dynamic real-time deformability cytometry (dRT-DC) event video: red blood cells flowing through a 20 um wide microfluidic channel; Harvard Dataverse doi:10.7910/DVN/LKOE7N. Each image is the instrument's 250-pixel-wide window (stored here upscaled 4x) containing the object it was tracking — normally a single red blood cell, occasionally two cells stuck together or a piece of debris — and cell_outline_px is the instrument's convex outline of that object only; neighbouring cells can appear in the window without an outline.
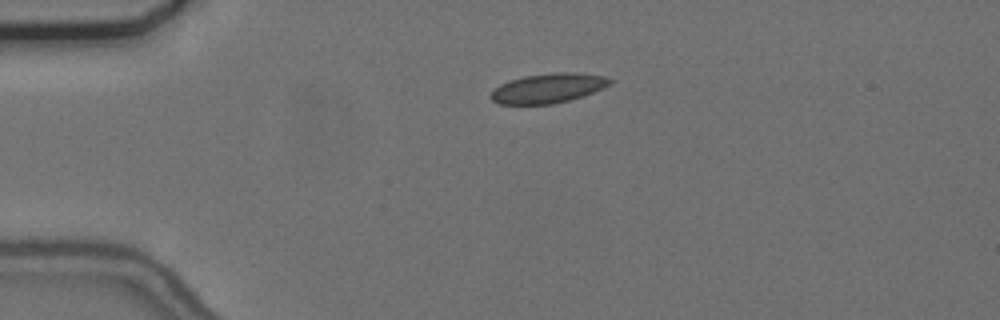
{"species": "common noctule bat (a hibernating species)", "species_latin": "Nyctalus noctula", "temperature_condition": "cold", "stored_images_in_passage": 44, "camera_frame_rate_fps": 3000, "um_per_image_px": 0.085, "animal": {"sex": "female", "body_mass_g": 24.6, "forearm_length_mm": 56.2}, "frame": {"image": 1, "passage_image": 1, "time_ms": 0.0, "image_size_px": [1000, 320], "cell_outline_px": [[612, 84], [604, 88], [568, 100], [552, 104], [500, 104], [492, 100], [488, 96], [500, 84], [524, 76], [552, 72], [572, 72], [604, 76], [612, 80]], "centroid_in_image_um": [46.59, 7.49], "position_along_channel_um": 38.4, "area_um2": 20.35}}
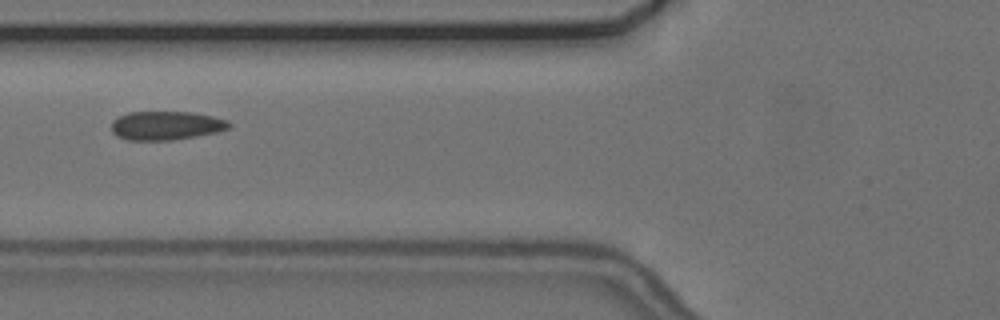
{"frame": {"image": 2, "passage_image": 10, "time_ms": 3.0, "image_size_px": [1000, 320], "cell_outline_px": [[232, 128], [216, 132], [196, 136], [172, 140], [128, 140], [116, 136], [112, 132], [112, 120], [128, 112], [192, 112], [212, 116], [228, 120], [232, 124]], "centroid_in_image_um": [14.14, 10.67], "position_along_channel_um": 111.7, "area_um2": 19.83}}
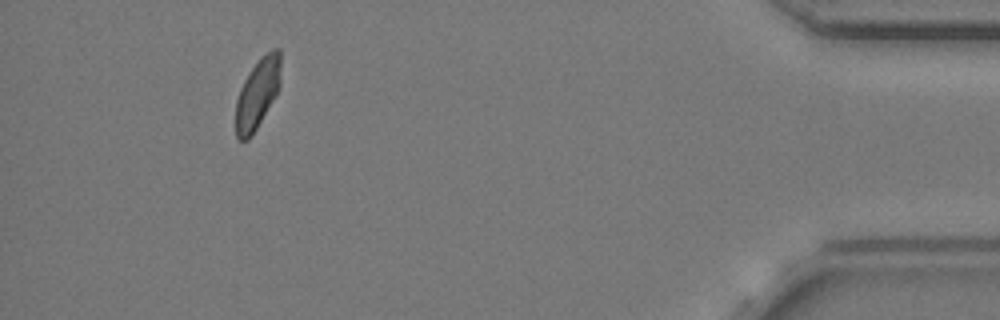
{"frame": {"image": 3, "passage_image": 40, "time_ms": 13.0, "image_size_px": [1000, 320], "cell_outline_px": [[280, 88], [256, 128], [248, 140], [240, 140], [236, 136], [236, 100], [240, 88], [244, 80], [260, 56], [272, 48], [280, 48]], "centroid_in_image_um": [21.89, 7.91], "position_along_channel_um": 413.3, "area_um2": 18.26}, "authors_computed_cell_mechanics": {"area_um2": 19.4208, "velocity_mm_per_s": 3.6447, "shape_relaxation_time_tau1_ms": null, "shape_relaxation_time_tau2_ms": 1.0373, "deformation_change_tau1": null, "deformation_change_tau2": 0.0514}}